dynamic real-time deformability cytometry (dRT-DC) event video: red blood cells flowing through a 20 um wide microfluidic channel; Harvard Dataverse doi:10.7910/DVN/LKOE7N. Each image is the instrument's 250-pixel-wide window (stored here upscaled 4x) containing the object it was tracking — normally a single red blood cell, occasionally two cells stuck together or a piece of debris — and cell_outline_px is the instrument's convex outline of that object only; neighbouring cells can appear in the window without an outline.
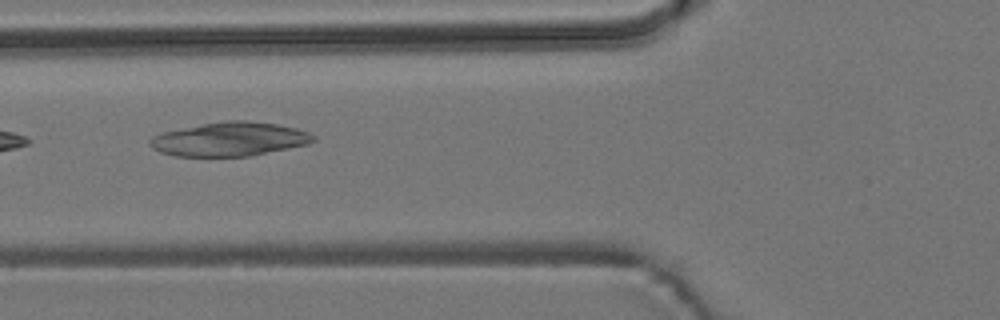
{"species": "common noctule bat (a hibernating species)", "species_latin": "Nyctalus noctula", "temperature_condition": "room temperature", "stored_images_in_passage": 2, "camera_frame_rate_fps": 3000, "um_per_image_px": 0.085, "animal": {"sex": "male", "body_mass_g": 19.2, "forearm_length_mm": 51.8}, "frame": {"image": 1, "passage_image": 2, "time_ms": 1.667, "image_size_px": [1000, 320], "cell_outline_px": [[316, 140], [308, 144], [252, 156], [176, 156], [160, 152], [152, 148], [148, 144], [148, 140], [152, 136], [160, 132], [224, 120], [248, 120], [276, 124], [296, 128], [308, 132], [316, 136]], "centroid_in_image_um": [19.51, 11.83], "position_along_channel_um": 106.3, "area_um2": 32.54}}